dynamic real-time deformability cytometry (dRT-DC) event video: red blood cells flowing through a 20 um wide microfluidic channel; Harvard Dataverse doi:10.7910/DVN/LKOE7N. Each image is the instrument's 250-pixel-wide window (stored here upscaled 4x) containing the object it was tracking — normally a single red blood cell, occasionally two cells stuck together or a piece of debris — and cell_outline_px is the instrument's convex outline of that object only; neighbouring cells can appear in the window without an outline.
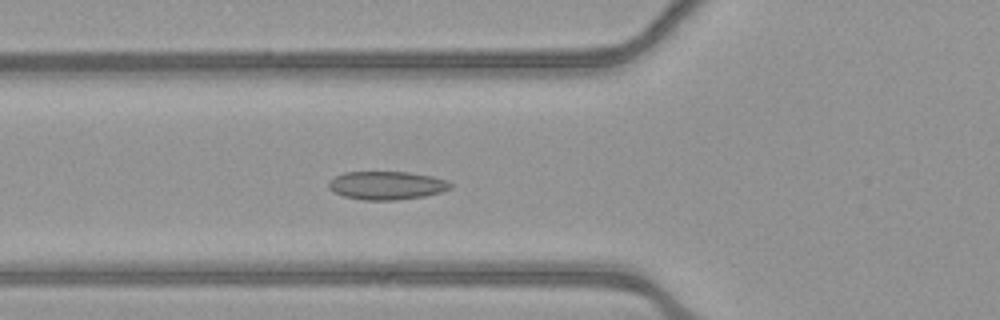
{"species": "common noctule bat (a hibernating species)", "species_latin": "Nyctalus noctula", "temperature_condition": "warm", "stored_images_in_passage": 53, "camera_frame_rate_fps": 3000, "um_per_image_px": 0.085, "animal": {"sex": "female", "body_mass_g": 21.9}, "frame": {"image": 1, "passage_image": 19, "time_ms": 6.0, "image_size_px": [1000, 320], "cell_outline_px": [[452, 188], [440, 192], [424, 196], [396, 200], [364, 200], [344, 196], [332, 192], [328, 188], [328, 184], [336, 176], [344, 172], [408, 172], [432, 176], [444, 180], [452, 184]], "centroid_in_image_um": [32.85, 15.76], "position_along_channel_um": 92.9, "area_um2": 20.0}}
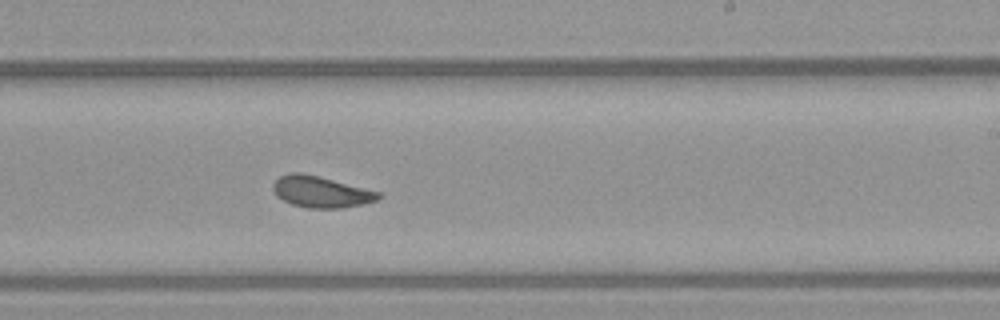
{"frame": {"image": 2, "passage_image": 32, "time_ms": 10.333, "image_size_px": [1000, 320], "cell_outline_px": [[384, 196], [376, 200], [360, 204], [340, 208], [308, 208], [292, 204], [276, 196], [272, 188], [272, 184], [280, 176], [288, 172], [300, 172], [380, 192]], "centroid_in_image_um": [27.24, 16.3], "position_along_channel_um": 261.8, "area_um2": 18.96}}
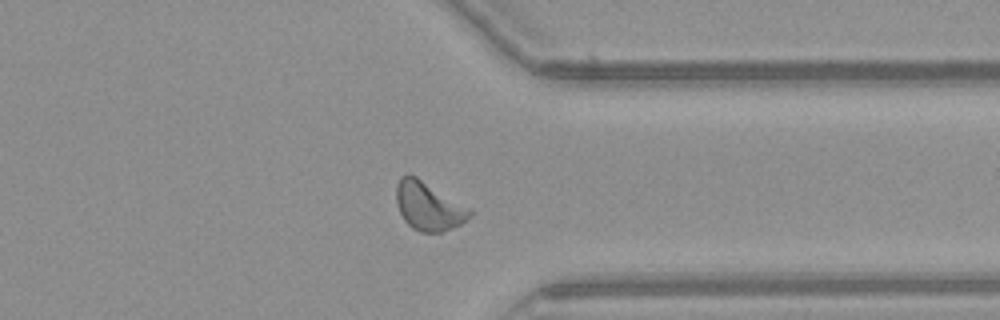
{"frame": {"image": 3, "passage_image": 41, "time_ms": 13.333, "image_size_px": [1000, 320], "cell_outline_px": [[472, 216], [460, 224], [444, 232], [420, 232], [412, 228], [404, 220], [396, 204], [396, 184], [400, 176], [408, 172], [416, 176], [472, 208]], "centroid_in_image_um": [36.42, 17.5], "position_along_channel_um": 375.0, "area_um2": 21.15}, "authors_computed_cell_mechanics": {"area_um2": 19.5942, "velocity_mm_per_s": 3.8743, "shape_relaxation_time_tau1_ms": 5.9359, "shape_relaxation_time_tau2_ms": 2.1413, "deformation_change_tau1": 0.1079, "deformation_change_tau2": 0.0689}}